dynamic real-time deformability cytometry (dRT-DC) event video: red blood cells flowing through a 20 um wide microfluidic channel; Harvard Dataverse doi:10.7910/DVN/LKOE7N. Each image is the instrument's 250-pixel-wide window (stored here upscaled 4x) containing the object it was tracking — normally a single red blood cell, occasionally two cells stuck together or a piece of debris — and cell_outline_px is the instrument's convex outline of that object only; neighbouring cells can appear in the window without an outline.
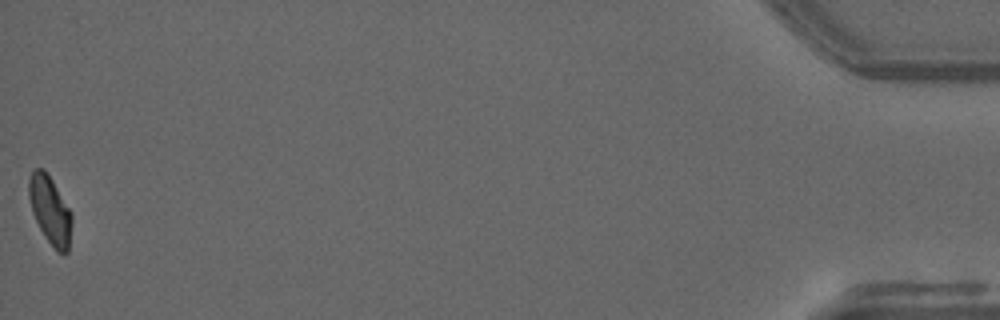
{"species": "common noctule bat (a hibernating species)", "species_latin": "Nyctalus noctula", "temperature_condition": "warm", "stored_images_in_passage": 54, "camera_frame_rate_fps": 3000, "um_per_image_px": 0.085, "animal": {"sex": "male", "forearm_length_mm": 52.5}, "frame": {"image": 1, "passage_image": 54, "time_ms": 17.667, "image_size_px": [1000, 320], "cell_outline_px": [[72, 224], [68, 252], [64, 256], [56, 252], [44, 236], [32, 212], [28, 196], [28, 180], [32, 172], [36, 168], [44, 168], [52, 180], [72, 212]], "centroid_in_image_um": [4.27, 17.9], "position_along_channel_um": 430.9, "area_um2": 17.28}, "authors_computed_cell_mechanics": {"area_um2": 17.4845, "velocity_mm_per_s": 3.7896, "shape_relaxation_time_tau1_ms": null, "shape_relaxation_time_tau2_ms": 3.5861, "deformation_change_tau1": null, "deformation_change_tau2": 0.0834}}